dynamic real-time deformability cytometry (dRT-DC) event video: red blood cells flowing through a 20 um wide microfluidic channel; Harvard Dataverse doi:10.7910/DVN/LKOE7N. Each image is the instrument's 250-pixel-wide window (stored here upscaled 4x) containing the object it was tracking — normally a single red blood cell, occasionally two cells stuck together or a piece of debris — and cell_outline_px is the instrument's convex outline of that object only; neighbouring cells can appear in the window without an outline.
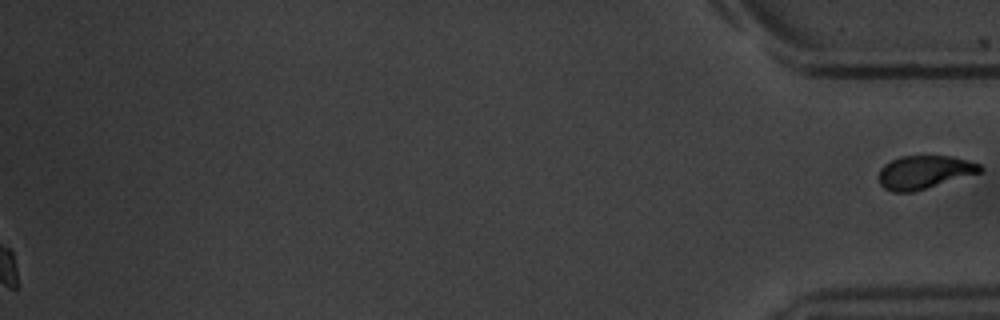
{"species": "common noctule bat (a hibernating species)", "species_latin": "Nyctalus noctula", "temperature_condition": "warm", "stored_images_in_passage": 52, "segment_of_instrument_passage": [2, 2], "camera_frame_rate_fps": 3000, "um_per_image_px": 0.085, "animal": {"sex": "male", "body_mass_g": 20.1, "forearm_length_mm": 53.5}, "frame": {"image": 1, "passage_image": 52, "time_ms": 17.0, "image_size_px": [1000, 320], "cell_outline_px": [[984, 172], [912, 192], [892, 192], [884, 188], [880, 184], [880, 168], [884, 164], [900, 156], [952, 156], [968, 160], [980, 164], [984, 168]], "centroid_in_image_um": [78.61, 14.63], "position_along_channel_um": 356.6, "area_um2": 19.77}}